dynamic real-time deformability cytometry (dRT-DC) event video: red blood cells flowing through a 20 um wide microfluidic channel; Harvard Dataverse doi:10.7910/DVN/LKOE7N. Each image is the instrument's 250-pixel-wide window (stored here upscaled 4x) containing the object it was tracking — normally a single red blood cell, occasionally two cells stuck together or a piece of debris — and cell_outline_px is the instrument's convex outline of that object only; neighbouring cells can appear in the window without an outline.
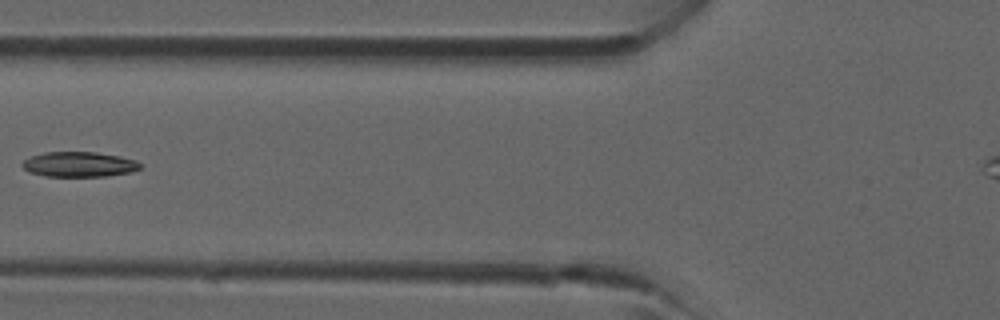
{"species": "common noctule bat (a hibernating species)", "species_latin": "Nyctalus noctula", "temperature_condition": "room temperature", "stored_images_in_passage": 3, "camera_frame_rate_fps": 3000, "um_per_image_px": 0.085, "animal": {"sex": "male", "forearm_length_mm": 52.5}, "frame": {"image": 1, "passage_image": 3, "time_ms": 2.333, "image_size_px": [1000, 320], "cell_outline_px": [[144, 164], [140, 168], [128, 172], [104, 176], [44, 176], [28, 172], [20, 164], [24, 160], [32, 156], [44, 152], [96, 152], [120, 156], [136, 160]], "centroid_in_image_um": [6.71, 13.96], "position_along_channel_um": 119.1, "area_um2": 17.22}}